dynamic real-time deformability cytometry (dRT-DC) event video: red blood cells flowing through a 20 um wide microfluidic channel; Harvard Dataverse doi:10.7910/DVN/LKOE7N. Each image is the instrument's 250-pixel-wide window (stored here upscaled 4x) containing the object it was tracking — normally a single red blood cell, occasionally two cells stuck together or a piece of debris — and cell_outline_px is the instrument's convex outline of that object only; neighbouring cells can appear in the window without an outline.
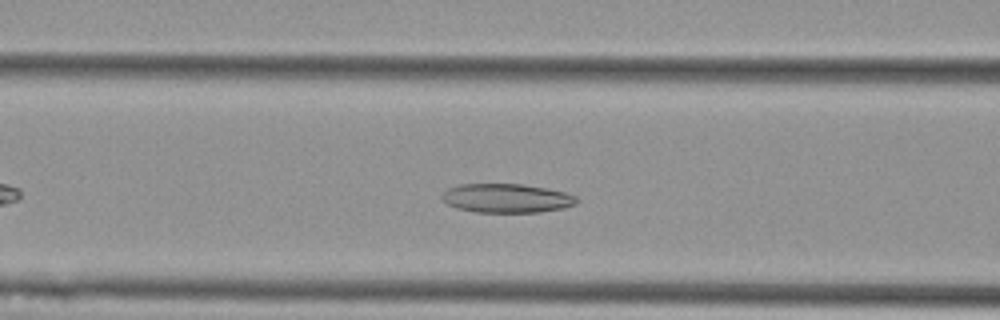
{"species": "Egyptian fruit bat (a non-hibernating species)", "species_latin": "Rousettus aegyptiacus", "temperature_condition": "cold", "stored_images_in_passage": 46, "camera_frame_rate_fps": 3000, "um_per_image_px": 0.085, "animal": {"sex": "female"}, "frame": {"image": 1, "passage_image": 13, "time_ms": 4.0, "image_size_px": [1000, 320], "cell_outline_px": [[576, 204], [564, 208], [540, 212], [476, 212], [456, 208], [444, 204], [440, 200], [440, 196], [448, 188], [460, 184], [524, 184], [564, 192], [576, 196]], "centroid_in_image_um": [42.99, 16.85], "position_along_channel_um": 123.6, "area_um2": 22.89}}
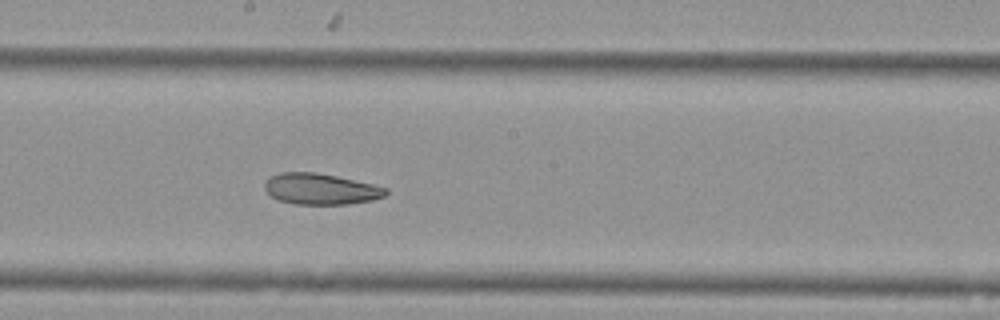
{"frame": {"image": 2, "passage_image": 21, "time_ms": 6.667, "image_size_px": [1000, 320], "cell_outline_px": [[388, 192], [384, 196], [372, 200], [348, 204], [292, 204], [276, 200], [264, 188], [264, 184], [272, 176], [280, 172], [316, 172], [336, 176], [372, 184], [388, 188]], "centroid_in_image_um": [27.25, 16.07], "position_along_channel_um": 221.0, "area_um2": 21.85}}
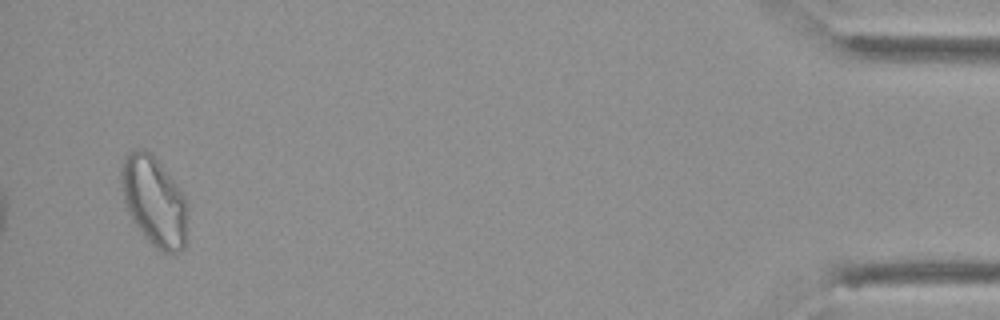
{"frame": {"image": 3, "passage_image": 44, "time_ms": 14.333, "image_size_px": [1000, 320], "cell_outline_px": [[188, 244], [180, 252], [168, 256], [156, 248], [144, 236], [128, 212], [124, 200], [120, 180], [120, 168], [128, 152], [136, 148], [144, 148], [152, 152], [188, 200]], "centroid_in_image_um": [13.16, 17.14], "position_along_channel_um": 422.0, "area_um2": 35.6}, "authors_computed_cell_mechanics": {"area_um2": 25.2008, "velocity_mm_per_s": 3.671, "shape_relaxation_time_tau1_ms": null, "shape_relaxation_time_tau2_ms": 9.0665, "deformation_change_tau1": null, "deformation_change_tau2": 0.1824}}